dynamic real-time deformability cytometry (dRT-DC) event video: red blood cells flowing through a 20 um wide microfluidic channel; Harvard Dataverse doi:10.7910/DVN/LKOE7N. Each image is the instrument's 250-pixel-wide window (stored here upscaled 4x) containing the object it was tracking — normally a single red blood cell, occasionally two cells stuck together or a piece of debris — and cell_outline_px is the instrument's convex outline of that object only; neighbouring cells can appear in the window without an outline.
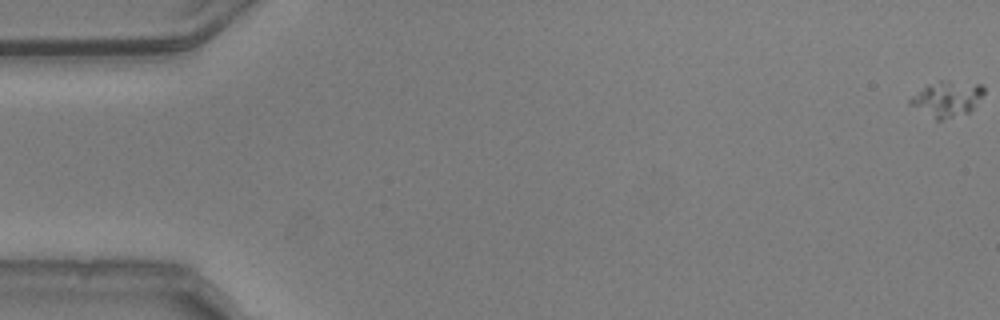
{"species": "common noctule bat (a hibernating species)", "species_latin": "Nyctalus noctula", "temperature_condition": "warm", "stored_images_in_passage": 55, "camera_frame_rate_fps": 3000, "um_per_image_px": 0.085, "animal": {"sex": "male", "body_mass_g": 20.5, "forearm_length_mm": 52.5}, "frame": {"image": 1, "passage_image": 1, "time_ms": 0.0, "image_size_px": [1000, 320], "cell_outline_px": [[984, 92], [972, 108], [968, 112], [940, 120], [936, 120], [912, 104], [908, 100], [912, 96], [928, 84], [940, 80], [948, 80], [980, 84], [984, 88]], "centroid_in_image_um": [80.51, 8.36], "position_along_channel_um": 4.5, "area_um2": 14.74}}
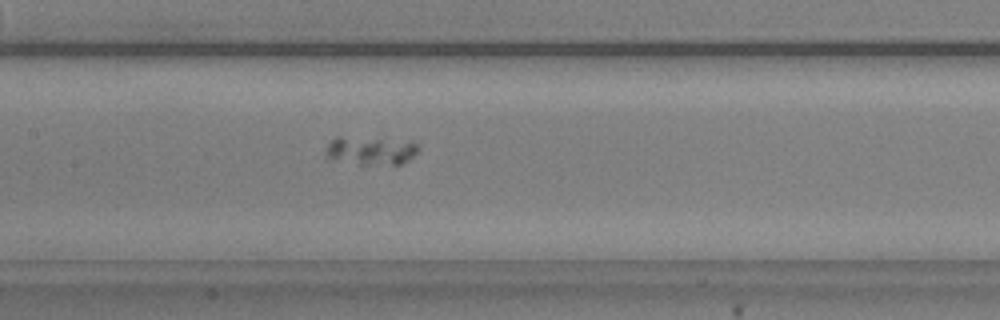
{"frame": {"image": 2, "passage_image": 27, "time_ms": 8.667, "image_size_px": [1000, 320], "cell_outline_px": [[420, 148], [408, 160], [400, 164], [360, 164], [328, 160], [324, 156], [324, 152], [328, 144], [336, 136], [340, 136], [380, 140], [416, 144]], "centroid_in_image_um": [31.35, 12.84], "position_along_channel_um": 176.0, "area_um2": 14.8}}
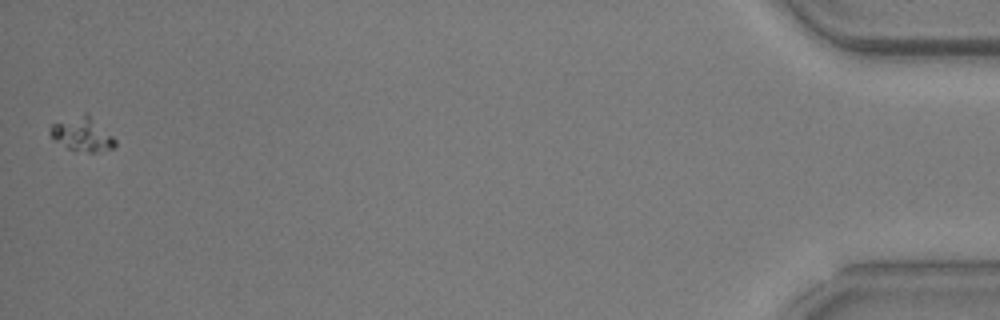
{"frame": {"image": 3, "passage_image": 55, "time_ms": 18.0, "image_size_px": [1000, 320], "cell_outline_px": [[116, 148], [100, 152], [88, 152], [68, 148], [56, 140], [52, 136], [52, 124], [84, 112], [112, 136], [116, 140]], "centroid_in_image_um": [7.05, 11.43], "position_along_channel_um": 428.2, "area_um2": 12.31}}